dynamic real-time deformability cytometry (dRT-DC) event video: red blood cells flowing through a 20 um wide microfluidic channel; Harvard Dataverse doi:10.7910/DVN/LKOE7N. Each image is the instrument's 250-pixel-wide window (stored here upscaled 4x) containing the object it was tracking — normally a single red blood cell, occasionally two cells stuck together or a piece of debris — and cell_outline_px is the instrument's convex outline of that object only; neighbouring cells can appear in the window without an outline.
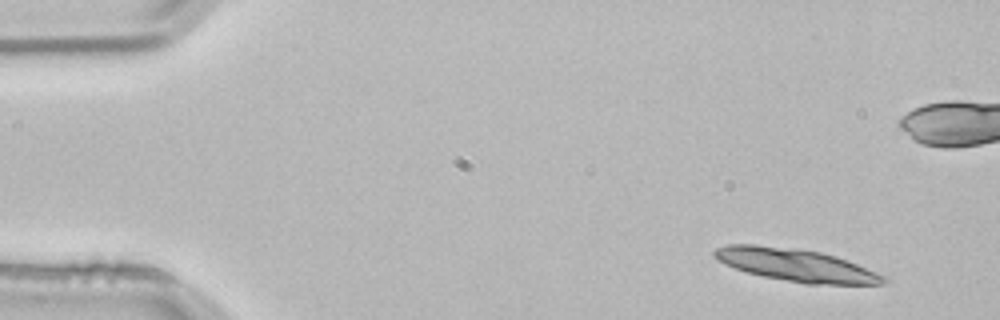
{"species": "common noctule bat (a hibernating species)", "species_latin": "Nyctalus noctula", "temperature_condition": "room temperature", "stored_images_in_passage": 2, "camera_frame_rate_fps": 3000, "um_per_image_px": 0.085, "animal": {"sex": "male", "body_mass_g": 21.5, "forearm_length_mm": 52.0}, "frame": {"image": 1, "passage_image": 1, "time_ms": 0.0, "image_size_px": [1000, 320], "cell_outline_px": [[888, 280], [880, 284], [804, 284], [764, 276], [748, 272], [724, 264], [716, 260], [712, 256], [712, 252], [716, 248], [728, 244], [756, 244], [792, 248], [820, 252], [836, 256], [888, 276]], "centroid_in_image_um": [67.65, 22.53], "position_along_channel_um": 17.4, "area_um2": 32.14}}